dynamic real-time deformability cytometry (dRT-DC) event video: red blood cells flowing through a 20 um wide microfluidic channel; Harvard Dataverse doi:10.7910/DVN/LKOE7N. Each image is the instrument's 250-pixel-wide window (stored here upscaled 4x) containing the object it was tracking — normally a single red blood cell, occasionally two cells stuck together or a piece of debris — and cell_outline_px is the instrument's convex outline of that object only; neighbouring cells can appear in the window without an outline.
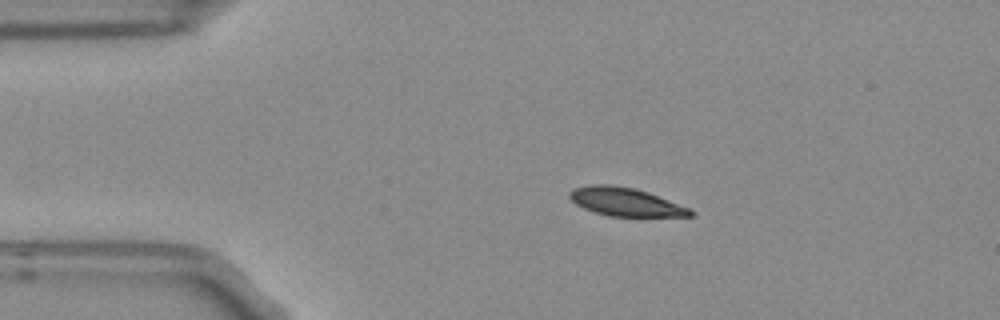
{"species": "Egyptian fruit bat (a non-hibernating species)", "species_latin": "Rousettus aegyptiacus", "temperature_condition": "room temperature", "stored_images_in_passage": 5, "camera_frame_rate_fps": 3000, "um_per_image_px": 0.085, "frame": {"image": 1, "passage_image": 1, "time_ms": 0.0, "image_size_px": [1000, 320], "cell_outline_px": [[692, 216], [608, 216], [584, 208], [576, 204], [568, 196], [568, 192], [572, 188], [588, 184], [612, 184], [636, 188], [648, 192], [692, 208]], "centroid_in_image_um": [53.14, 17.13], "position_along_channel_um": 31.9, "area_um2": 20.11}}
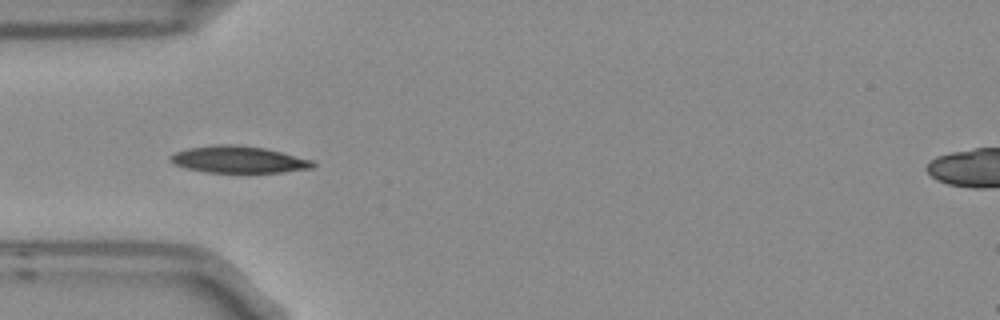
{"frame": {"image": 2, "passage_image": 3, "time_ms": 0.667, "image_size_px": [1000, 320], "cell_outline_px": [[316, 164], [312, 168], [284, 172], [208, 172], [188, 168], [176, 164], [168, 160], [168, 156], [176, 152], [188, 148], [216, 144], [232, 144], [264, 148], [312, 160]], "centroid_in_image_um": [20.26, 13.55], "position_along_channel_um": 64.7, "area_um2": 22.02}}